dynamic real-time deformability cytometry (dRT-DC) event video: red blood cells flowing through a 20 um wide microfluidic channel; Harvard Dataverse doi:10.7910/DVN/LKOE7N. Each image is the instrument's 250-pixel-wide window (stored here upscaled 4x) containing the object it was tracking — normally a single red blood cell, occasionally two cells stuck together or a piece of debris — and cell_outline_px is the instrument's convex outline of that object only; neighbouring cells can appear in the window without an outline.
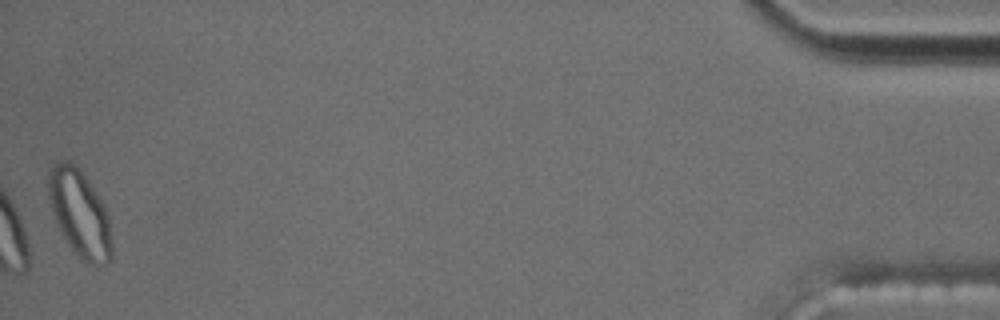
{"species": "common noctule bat (a hibernating species)", "species_latin": "Nyctalus noctula", "temperature_condition": "cold", "stored_images_in_passage": 41, "camera_frame_rate_fps": 3000, "um_per_image_px": 0.085, "animal": {"sex": "male", "body_mass_g": 17.5, "forearm_length_mm": 52.3}, "frame": {"image": 1, "passage_image": 41, "time_ms": 13.333, "image_size_px": [1000, 320], "cell_outline_px": [[112, 260], [108, 264], [96, 268], [84, 260], [68, 244], [60, 232], [56, 224], [52, 212], [48, 196], [48, 176], [52, 168], [60, 160], [68, 160], [84, 176], [100, 200], [108, 216], [112, 244]], "centroid_in_image_um": [6.78, 18.22], "position_along_channel_um": 428.4, "area_um2": 31.67}, "authors_computed_cell_mechanics": {"area_um2": 18.7272, "velocity_mm_per_s": 3.5289, "shape_relaxation_time_tau1_ms": 4.3149, "shape_relaxation_time_tau2_ms": 4.4055, "deformation_change_tau1": 0.1141, "deformation_change_tau2": 0.0831}}